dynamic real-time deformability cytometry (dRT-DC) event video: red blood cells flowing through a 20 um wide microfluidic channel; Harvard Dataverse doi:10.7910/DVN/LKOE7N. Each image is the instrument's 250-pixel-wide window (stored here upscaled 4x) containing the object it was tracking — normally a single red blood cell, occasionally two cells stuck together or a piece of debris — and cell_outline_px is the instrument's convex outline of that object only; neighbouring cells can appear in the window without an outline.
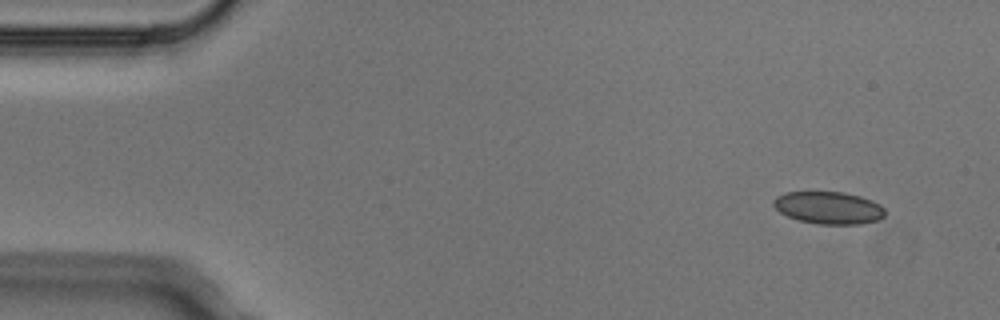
{"species": "Egyptian fruit bat (a non-hibernating species)", "species_latin": "Rousettus aegyptiacus", "temperature_condition": "cold", "stored_images_in_passage": 5, "camera_frame_rate_fps": 3000, "um_per_image_px": 0.085, "animal": {"sex": "male"}, "frame": {"image": 1, "passage_image": 1, "time_ms": 0.0, "image_size_px": [1000, 320], "cell_outline_px": [[884, 216], [876, 220], [860, 224], [820, 224], [800, 220], [788, 216], [780, 212], [772, 204], [772, 200], [776, 196], [784, 192], [844, 192], [860, 196], [872, 200], [880, 204], [884, 208]], "centroid_in_image_um": [70.42, 17.65], "position_along_channel_um": 14.6, "area_um2": 20.98}}
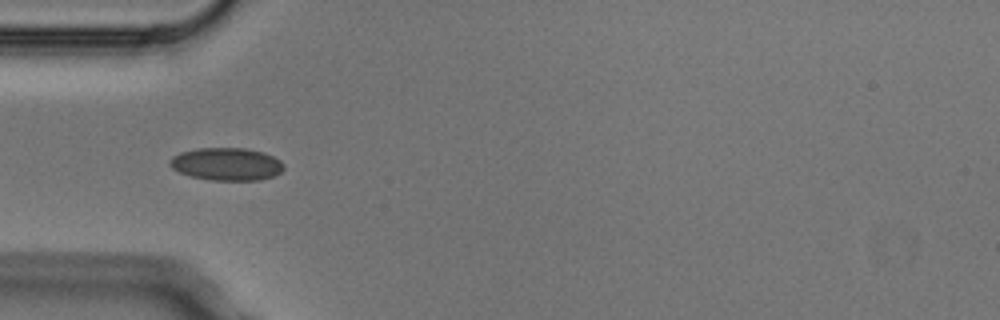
{"frame": {"image": 2, "passage_image": 4, "time_ms": 1.0, "image_size_px": [1000, 320], "cell_outline_px": [[284, 168], [280, 172], [272, 176], [260, 180], [212, 180], [192, 176], [180, 172], [172, 168], [168, 164], [168, 160], [172, 156], [180, 152], [196, 148], [244, 148], [264, 152], [280, 160], [284, 164]], "centroid_in_image_um": [19.24, 13.93], "position_along_channel_um": 65.8, "area_um2": 21.73}}
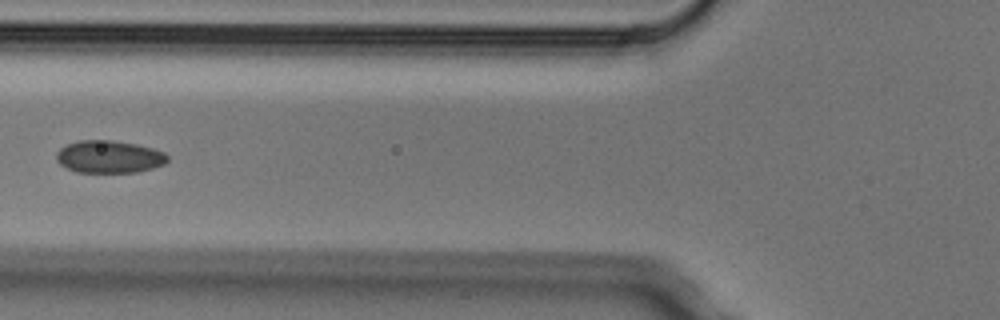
{"frame": {"image": 3, "passage_image": 5, "time_ms": 1.333, "image_size_px": [1000, 320], "cell_outline_px": [[168, 160], [164, 164], [152, 168], [136, 172], [76, 172], [60, 164], [56, 160], [56, 152], [60, 148], [68, 144], [80, 140], [112, 140], [136, 144], [152, 148], [164, 152], [168, 156]], "centroid_in_image_um": [9.27, 13.32], "position_along_channel_um": 116.5, "area_um2": 20.98}}